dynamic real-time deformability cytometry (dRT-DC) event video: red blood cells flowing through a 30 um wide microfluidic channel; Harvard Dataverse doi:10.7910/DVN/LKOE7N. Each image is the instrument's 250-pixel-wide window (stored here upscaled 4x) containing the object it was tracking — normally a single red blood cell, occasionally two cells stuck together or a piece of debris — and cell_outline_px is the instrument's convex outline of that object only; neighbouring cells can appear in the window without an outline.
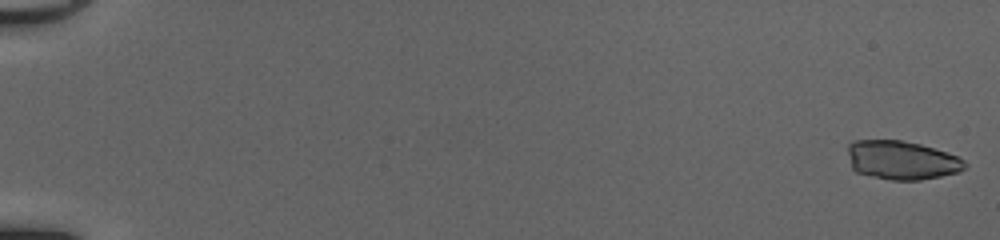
{"species": "common noctule bat (a hibernating species)", "species_latin": "Nyctalus noctula", "temperature_condition": "cold", "stored_images_in_passage": 50, "camera_frame_rate_fps": 3000, "um_per_image_px": 0.085, "animal": {"sex": "female", "body_mass_g": 20.0, "forearm_length_mm": 54.0}, "frame": {"image": 1, "passage_image": 1, "time_ms": 0.0, "image_size_px": [1000, 240], "cell_outline_px": [[968, 164], [960, 172], [920, 180], [892, 180], [872, 176], [856, 172], [852, 168], [848, 152], [848, 144], [852, 140], [900, 140], [920, 144], [948, 152], [960, 156]], "centroid_in_image_um": [76.67, 13.61], "position_along_channel_um": 8.3, "area_um2": 26.65}}
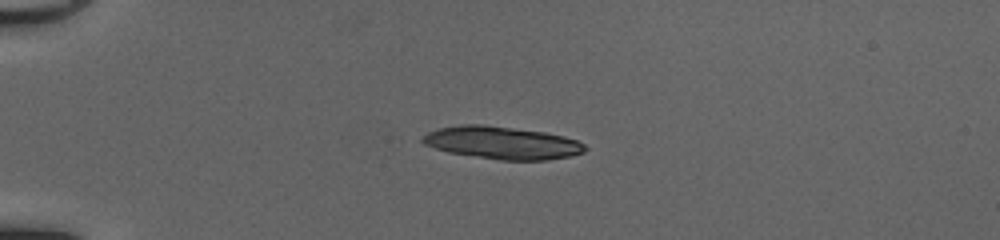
{"frame": {"image": 2, "passage_image": 14, "time_ms": 4.333, "image_size_px": [1000, 240], "cell_outline_px": [[588, 148], [584, 152], [568, 156], [548, 160], [500, 160], [448, 152], [424, 144], [420, 140], [428, 132], [440, 128], [460, 124], [480, 124], [544, 132], [564, 136], [576, 140], [584, 144]], "centroid_in_image_um": [42.68, 12.14], "position_along_channel_um": 42.3, "area_um2": 30.63}, "authors_computed_cell_mechanics": {"area_um2": 26.2701, "velocity_mm_per_s": 4.1845, "shape_relaxation_time_tau1_ms": null, "shape_relaxation_time_tau2_ms": 1.1246, "deformation_change_tau1": null, "deformation_change_tau2": 0.0703}}